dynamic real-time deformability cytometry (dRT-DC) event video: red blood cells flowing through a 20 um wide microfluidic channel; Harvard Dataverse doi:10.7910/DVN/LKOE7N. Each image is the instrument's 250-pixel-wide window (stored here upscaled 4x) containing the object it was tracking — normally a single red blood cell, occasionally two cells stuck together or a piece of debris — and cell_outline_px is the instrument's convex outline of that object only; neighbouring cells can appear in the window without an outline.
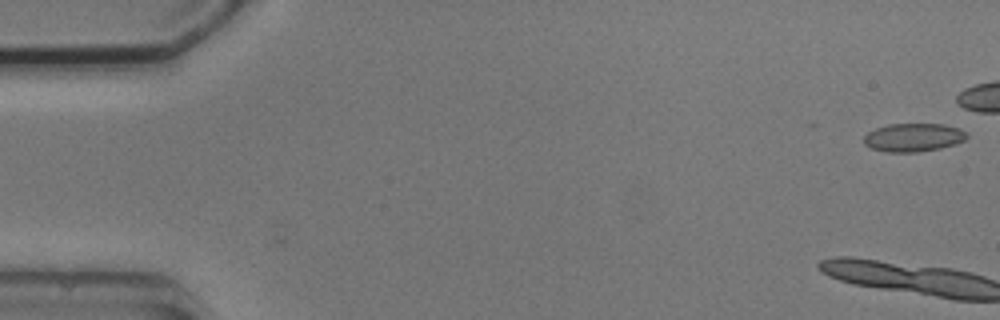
{"species": "common noctule bat (a hibernating species)", "species_latin": "Nyctalus noctula", "temperature_condition": "cold", "stored_images_in_passage": 7, "camera_frame_rate_fps": 3000, "um_per_image_px": 0.085, "animal": {"sex": "male", "body_mass_g": 20.5, "forearm_length_mm": 52.5}, "frame": {"image": 1, "passage_image": 1, "time_ms": 0.0, "image_size_px": [1000, 320], "cell_outline_px": [[968, 136], [964, 140], [956, 144], [940, 148], [916, 152], [884, 152], [872, 148], [864, 144], [864, 136], [868, 132], [876, 128], [888, 124], [944, 124], [960, 128], [968, 132]], "centroid_in_image_um": [77.66, 11.68], "position_along_channel_um": 7.3, "area_um2": 17.11}}